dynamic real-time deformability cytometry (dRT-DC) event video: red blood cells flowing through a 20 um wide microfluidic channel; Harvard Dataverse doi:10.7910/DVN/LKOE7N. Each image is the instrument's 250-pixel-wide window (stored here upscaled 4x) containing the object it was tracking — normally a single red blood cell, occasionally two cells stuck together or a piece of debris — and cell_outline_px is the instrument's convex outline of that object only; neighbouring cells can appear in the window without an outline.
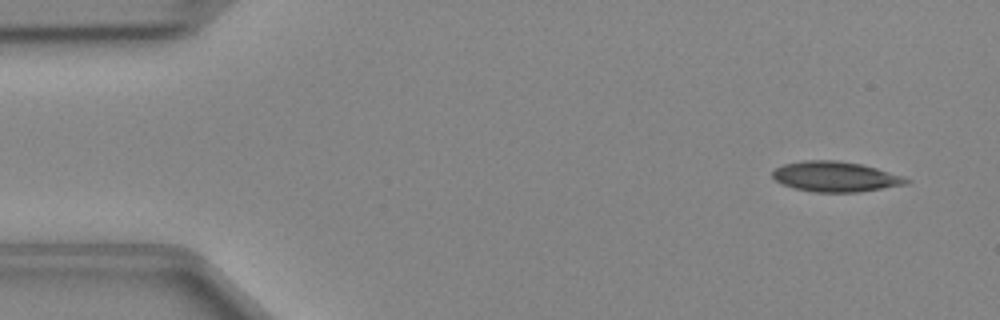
{"species": "Egyptian fruit bat (a non-hibernating species)", "species_latin": "Rousettus aegyptiacus", "temperature_condition": "cold", "stored_images_in_passage": 47, "camera_frame_rate_fps": 3000, "um_per_image_px": 0.085, "animal": {"sex": "female"}, "frame": {"image": 1, "passage_image": 3, "time_ms": 0.667, "image_size_px": [1000, 320], "cell_outline_px": [[912, 180], [908, 184], [856, 192], [812, 192], [780, 184], [772, 176], [772, 172], [776, 168], [784, 164], [804, 160], [836, 160], [860, 164], [876, 168]], "centroid_in_image_um": [70.97, 15.01], "position_along_channel_um": 14.0, "area_um2": 23.35}}
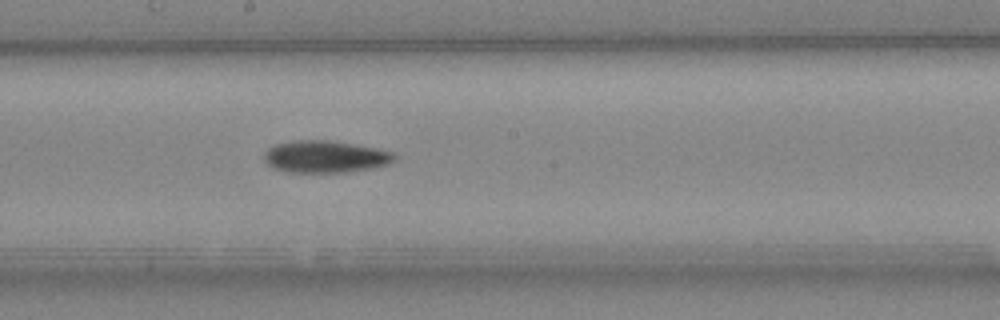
{"frame": {"image": 2, "passage_image": 25, "time_ms": 8.0, "image_size_px": [1000, 320], "cell_outline_px": [[396, 160], [388, 164], [376, 168], [348, 172], [288, 172], [272, 168], [264, 164], [264, 152], [268, 148], [276, 144], [292, 140], [328, 140], [376, 148], [396, 152]], "centroid_in_image_um": [27.65, 13.32], "position_along_channel_um": 220.6, "area_um2": 24.74}}
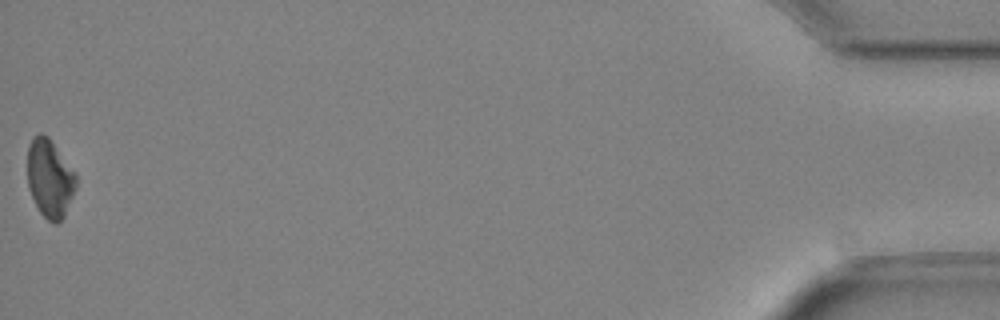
{"frame": {"image": 3, "passage_image": 47, "time_ms": 15.333, "image_size_px": [1000, 320], "cell_outline_px": [[76, 188], [64, 216], [56, 224], [48, 220], [40, 212], [28, 188], [28, 144], [40, 132], [48, 136], [76, 172]], "centroid_in_image_um": [4.24, 15.15], "position_along_channel_um": 431.0, "area_um2": 22.02}}